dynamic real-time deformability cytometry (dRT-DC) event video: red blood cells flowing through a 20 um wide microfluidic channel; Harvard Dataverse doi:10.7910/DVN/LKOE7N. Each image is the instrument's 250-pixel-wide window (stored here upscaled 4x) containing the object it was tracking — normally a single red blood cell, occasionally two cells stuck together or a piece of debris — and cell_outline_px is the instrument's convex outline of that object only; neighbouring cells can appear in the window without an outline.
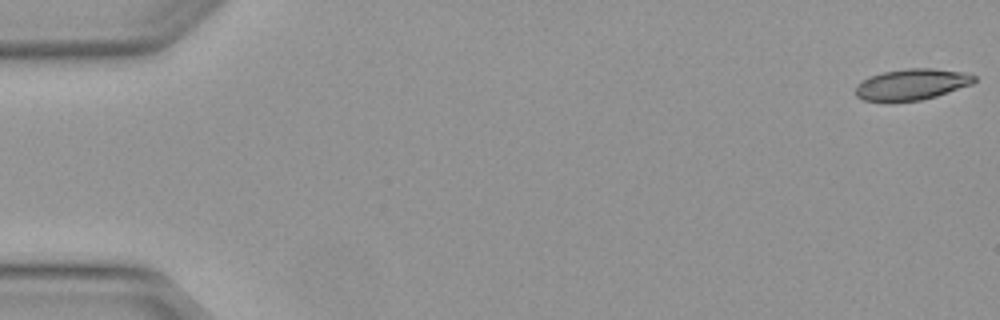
{"species": "Egyptian fruit bat (a non-hibernating species)", "species_latin": "Rousettus aegyptiacus", "temperature_condition": "warm", "stored_images_in_passage": 5, "camera_frame_rate_fps": 3000, "um_per_image_px": 0.085, "animal": {"sex": "female"}, "frame": {"image": 1, "passage_image": 1, "time_ms": 0.0, "image_size_px": [1000, 320], "cell_outline_px": [[976, 80], [972, 84], [936, 96], [920, 100], [888, 104], [864, 100], [856, 96], [856, 84], [860, 80], [868, 76], [884, 72], [908, 68], [932, 68], [964, 72], [976, 76]], "centroid_in_image_um": [77.43, 7.2], "position_along_channel_um": 7.6, "area_um2": 22.08}}
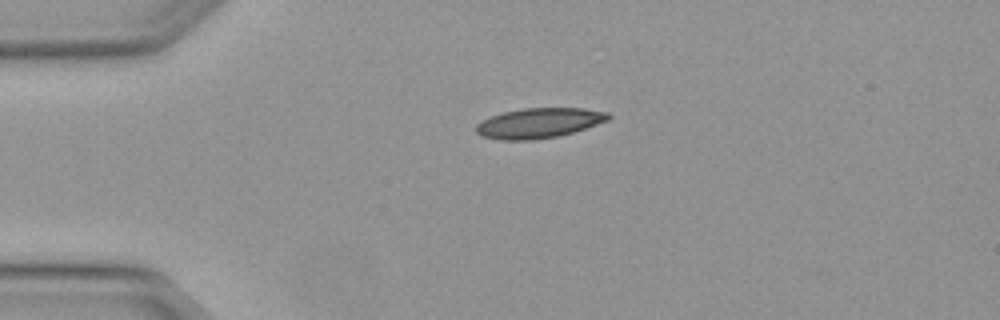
{"frame": {"image": 2, "passage_image": 4, "time_ms": 1.0, "image_size_px": [1000, 320], "cell_outline_px": [[612, 116], [608, 120], [560, 136], [532, 140], [500, 140], [484, 136], [476, 132], [476, 124], [492, 116], [504, 112], [524, 108], [584, 108], [608, 112]], "centroid_in_image_um": [45.83, 10.45], "position_along_channel_um": 39.2, "area_um2": 22.95}}